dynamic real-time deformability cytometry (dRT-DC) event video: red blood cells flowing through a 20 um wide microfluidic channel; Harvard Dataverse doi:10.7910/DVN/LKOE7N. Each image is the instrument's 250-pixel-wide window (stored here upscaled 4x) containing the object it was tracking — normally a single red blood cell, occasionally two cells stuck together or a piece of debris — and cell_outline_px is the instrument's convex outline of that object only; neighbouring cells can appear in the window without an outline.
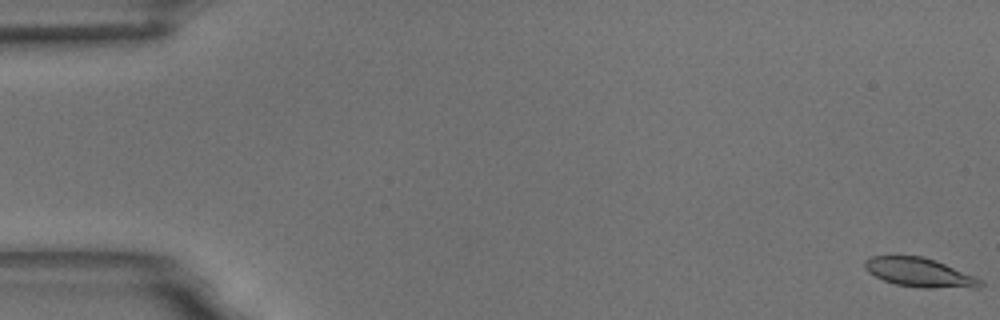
{"species": "common noctule bat (a hibernating species)", "species_latin": "Nyctalus noctula", "temperature_condition": "room temperature", "stored_images_in_passage": 60, "camera_frame_rate_fps": 3000, "um_per_image_px": 0.085, "animal": {"sex": "male", "body_mass_g": 18.8}, "frame": {"image": 1, "passage_image": 1, "time_ms": 0.0, "image_size_px": [1000, 320], "cell_outline_px": [[984, 284], [980, 288], [924, 288], [896, 284], [884, 280], [868, 272], [864, 268], [864, 260], [872, 256], [924, 256], [936, 260], [972, 276], [980, 280]], "centroid_in_image_um": [78.14, 23.17], "position_along_channel_um": 6.9, "area_um2": 19.42}}
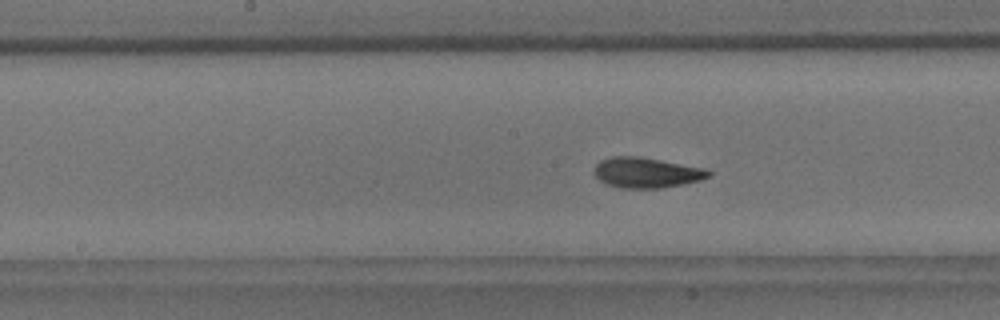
{"frame": {"image": 2, "passage_image": 31, "time_ms": 10.0, "image_size_px": [1000, 320], "cell_outline_px": [[712, 176], [700, 180], [684, 184], [660, 188], [620, 188], [608, 184], [600, 180], [592, 172], [596, 164], [600, 160], [612, 156], [636, 156], [660, 160], [704, 168], [712, 172]], "centroid_in_image_um": [54.94, 14.67], "position_along_channel_um": 193.3, "area_um2": 20.23}}
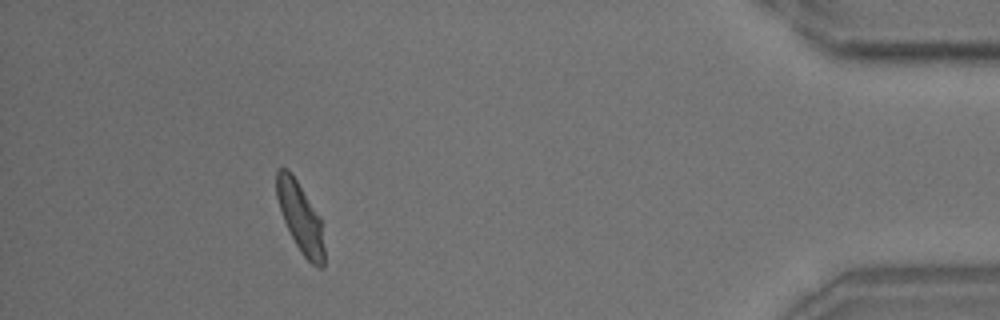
{"frame": {"image": 3, "passage_image": 55, "time_ms": 18.0, "image_size_px": [1000, 320], "cell_outline_px": [[324, 268], [316, 268], [300, 252], [284, 220], [276, 196], [276, 172], [280, 168], [288, 168], [320, 216], [324, 248]], "centroid_in_image_um": [25.54, 18.5], "position_along_channel_um": 409.7, "area_um2": 19.13}, "authors_computed_cell_mechanics": {"area_um2": 19.8254, "velocity_mm_per_s": 3.4081, "shape_relaxation_time_tau1_ms": 3.9134, "shape_relaxation_time_tau2_ms": 1.493, "deformation_change_tau1": 0.1461, "deformation_change_tau2": 0.0782}}